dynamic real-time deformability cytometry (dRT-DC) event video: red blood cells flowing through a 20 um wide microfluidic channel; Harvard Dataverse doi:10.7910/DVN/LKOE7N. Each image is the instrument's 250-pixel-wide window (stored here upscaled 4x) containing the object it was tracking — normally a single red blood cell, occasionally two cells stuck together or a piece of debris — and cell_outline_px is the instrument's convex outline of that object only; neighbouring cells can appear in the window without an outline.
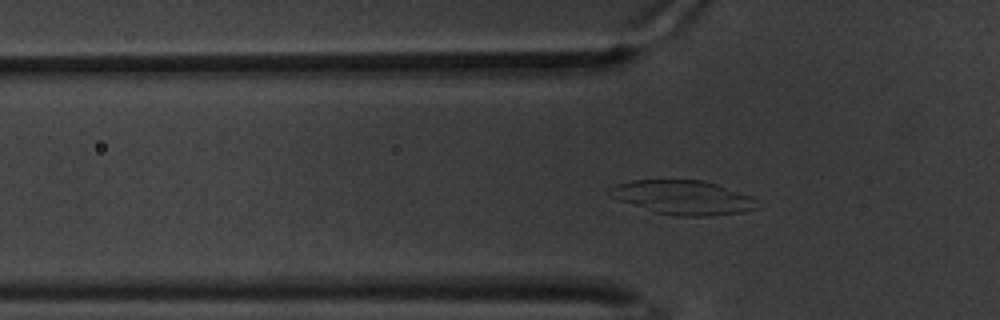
{"species": "common noctule bat (a hibernating species)", "species_latin": "Nyctalus noctula", "temperature_condition": "warm", "stored_images_in_passage": 44, "camera_frame_rate_fps": 3000, "um_per_image_px": 0.085, "animal": {"sex": "male", "body_mass_g": 20.1, "forearm_length_mm": 53.5}, "frame": {"image": 1, "passage_image": 2, "time_ms": 0.333, "image_size_px": [1000, 320], "cell_outline_px": [[760, 208], [744, 212], [708, 216], [680, 216], [652, 212], [608, 196], [608, 188], [616, 184], [632, 180], [704, 180], [756, 196]], "centroid_in_image_um": [58.11, 16.78], "position_along_channel_um": 67.7, "area_um2": 29.88}}
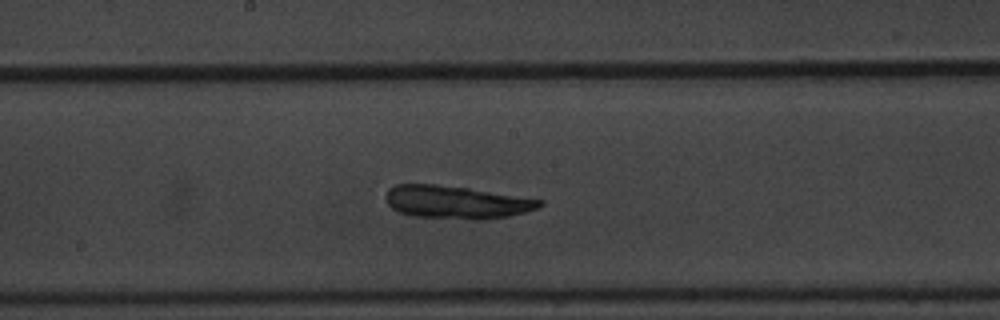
{"frame": {"image": 2, "passage_image": 15, "time_ms": 4.667, "image_size_px": [1000, 320], "cell_outline_px": [[544, 204], [528, 212], [508, 216], [480, 220], [472, 220], [412, 216], [400, 212], [392, 208], [388, 204], [384, 196], [388, 188], [396, 184], [436, 184], [468, 188], [544, 200]], "centroid_in_image_um": [38.77, 17.19], "position_along_channel_um": 209.4, "area_um2": 29.71}}
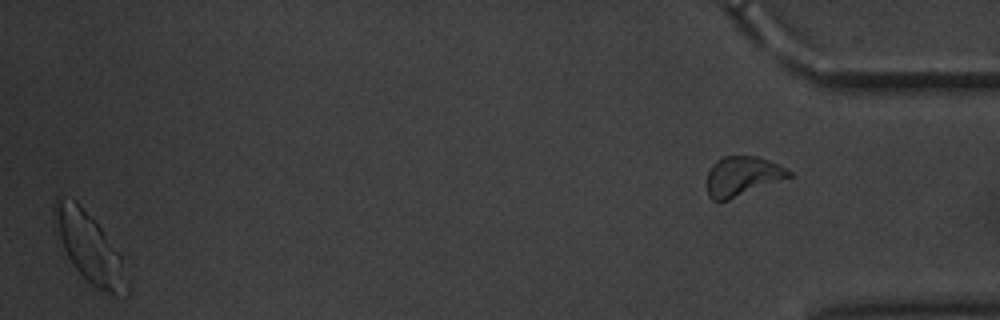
{"frame": {"image": 3, "passage_image": 43, "time_ms": 14.0, "image_size_px": [1000, 320], "cell_outline_px": [[128, 296], [112, 296], [96, 288], [84, 280], [60, 252], [52, 224], [52, 204], [56, 200], [76, 200], [100, 228], [120, 256], [128, 288]], "centroid_in_image_um": [7.48, 21.11], "position_along_channel_um": 427.7, "area_um2": 29.94}}